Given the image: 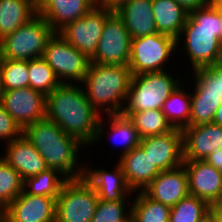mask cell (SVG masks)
I'll return each mask as SVG.
<instances>
[{
  "instance_id": "obj_1",
  "label": "cell",
  "mask_w": 222,
  "mask_h": 222,
  "mask_svg": "<svg viewBox=\"0 0 222 222\" xmlns=\"http://www.w3.org/2000/svg\"><path fill=\"white\" fill-rule=\"evenodd\" d=\"M45 118L86 147L98 143L106 129L102 115L88 101L83 88L74 83H60L46 95Z\"/></svg>"
},
{
  "instance_id": "obj_2",
  "label": "cell",
  "mask_w": 222,
  "mask_h": 222,
  "mask_svg": "<svg viewBox=\"0 0 222 222\" xmlns=\"http://www.w3.org/2000/svg\"><path fill=\"white\" fill-rule=\"evenodd\" d=\"M176 40L177 48L180 41L184 40L182 47L190 59L193 71L209 67L222 59V24L217 11V0L191 11Z\"/></svg>"
},
{
  "instance_id": "obj_3",
  "label": "cell",
  "mask_w": 222,
  "mask_h": 222,
  "mask_svg": "<svg viewBox=\"0 0 222 222\" xmlns=\"http://www.w3.org/2000/svg\"><path fill=\"white\" fill-rule=\"evenodd\" d=\"M23 134L41 154L48 168L57 170L67 180L82 178L84 166L78 163V152L85 145L78 139L67 135L46 118L26 126Z\"/></svg>"
},
{
  "instance_id": "obj_4",
  "label": "cell",
  "mask_w": 222,
  "mask_h": 222,
  "mask_svg": "<svg viewBox=\"0 0 222 222\" xmlns=\"http://www.w3.org/2000/svg\"><path fill=\"white\" fill-rule=\"evenodd\" d=\"M131 78L132 73L128 65L90 62L81 83L85 85L83 90L93 108L101 115V111L107 112L106 115H113L122 114L124 111Z\"/></svg>"
},
{
  "instance_id": "obj_5",
  "label": "cell",
  "mask_w": 222,
  "mask_h": 222,
  "mask_svg": "<svg viewBox=\"0 0 222 222\" xmlns=\"http://www.w3.org/2000/svg\"><path fill=\"white\" fill-rule=\"evenodd\" d=\"M181 80L174 78V75L168 74L166 70L132 75L129 95L123 112L162 110L166 99L181 83L183 84V82H179Z\"/></svg>"
},
{
  "instance_id": "obj_6",
  "label": "cell",
  "mask_w": 222,
  "mask_h": 222,
  "mask_svg": "<svg viewBox=\"0 0 222 222\" xmlns=\"http://www.w3.org/2000/svg\"><path fill=\"white\" fill-rule=\"evenodd\" d=\"M55 31L37 14L0 40V58L29 61L43 57L47 41Z\"/></svg>"
},
{
  "instance_id": "obj_7",
  "label": "cell",
  "mask_w": 222,
  "mask_h": 222,
  "mask_svg": "<svg viewBox=\"0 0 222 222\" xmlns=\"http://www.w3.org/2000/svg\"><path fill=\"white\" fill-rule=\"evenodd\" d=\"M176 48L175 38L158 32L131 39L128 66L132 75L165 71V63Z\"/></svg>"
},
{
  "instance_id": "obj_8",
  "label": "cell",
  "mask_w": 222,
  "mask_h": 222,
  "mask_svg": "<svg viewBox=\"0 0 222 222\" xmlns=\"http://www.w3.org/2000/svg\"><path fill=\"white\" fill-rule=\"evenodd\" d=\"M99 198L82 178L67 180L56 198L55 222H91Z\"/></svg>"
},
{
  "instance_id": "obj_9",
  "label": "cell",
  "mask_w": 222,
  "mask_h": 222,
  "mask_svg": "<svg viewBox=\"0 0 222 222\" xmlns=\"http://www.w3.org/2000/svg\"><path fill=\"white\" fill-rule=\"evenodd\" d=\"M61 83L82 82L90 60L57 32L47 41L42 57ZM70 81V82H69Z\"/></svg>"
},
{
  "instance_id": "obj_10",
  "label": "cell",
  "mask_w": 222,
  "mask_h": 222,
  "mask_svg": "<svg viewBox=\"0 0 222 222\" xmlns=\"http://www.w3.org/2000/svg\"><path fill=\"white\" fill-rule=\"evenodd\" d=\"M131 39L124 22L113 11L106 18L95 55L90 62L104 65H128Z\"/></svg>"
},
{
  "instance_id": "obj_11",
  "label": "cell",
  "mask_w": 222,
  "mask_h": 222,
  "mask_svg": "<svg viewBox=\"0 0 222 222\" xmlns=\"http://www.w3.org/2000/svg\"><path fill=\"white\" fill-rule=\"evenodd\" d=\"M112 12L96 5L80 19L67 23L57 33L90 60L95 55L106 18Z\"/></svg>"
},
{
  "instance_id": "obj_12",
  "label": "cell",
  "mask_w": 222,
  "mask_h": 222,
  "mask_svg": "<svg viewBox=\"0 0 222 222\" xmlns=\"http://www.w3.org/2000/svg\"><path fill=\"white\" fill-rule=\"evenodd\" d=\"M0 103L22 129L45 118L46 96L29 86L3 91Z\"/></svg>"
},
{
  "instance_id": "obj_13",
  "label": "cell",
  "mask_w": 222,
  "mask_h": 222,
  "mask_svg": "<svg viewBox=\"0 0 222 222\" xmlns=\"http://www.w3.org/2000/svg\"><path fill=\"white\" fill-rule=\"evenodd\" d=\"M139 147L161 172L177 168L184 163L181 129L174 128L162 135L141 138Z\"/></svg>"
},
{
  "instance_id": "obj_14",
  "label": "cell",
  "mask_w": 222,
  "mask_h": 222,
  "mask_svg": "<svg viewBox=\"0 0 222 222\" xmlns=\"http://www.w3.org/2000/svg\"><path fill=\"white\" fill-rule=\"evenodd\" d=\"M83 167L82 179L93 188L101 201H128L131 193H134L129 187L121 165L118 163L114 170L90 169Z\"/></svg>"
},
{
  "instance_id": "obj_15",
  "label": "cell",
  "mask_w": 222,
  "mask_h": 222,
  "mask_svg": "<svg viewBox=\"0 0 222 222\" xmlns=\"http://www.w3.org/2000/svg\"><path fill=\"white\" fill-rule=\"evenodd\" d=\"M56 198L24 191L3 212L9 222H55Z\"/></svg>"
},
{
  "instance_id": "obj_16",
  "label": "cell",
  "mask_w": 222,
  "mask_h": 222,
  "mask_svg": "<svg viewBox=\"0 0 222 222\" xmlns=\"http://www.w3.org/2000/svg\"><path fill=\"white\" fill-rule=\"evenodd\" d=\"M188 174L189 194L208 204L222 199V173L205 160L184 161Z\"/></svg>"
},
{
  "instance_id": "obj_17",
  "label": "cell",
  "mask_w": 222,
  "mask_h": 222,
  "mask_svg": "<svg viewBox=\"0 0 222 222\" xmlns=\"http://www.w3.org/2000/svg\"><path fill=\"white\" fill-rule=\"evenodd\" d=\"M143 192L152 200L173 207L189 195L188 174L184 165L160 172Z\"/></svg>"
},
{
  "instance_id": "obj_18",
  "label": "cell",
  "mask_w": 222,
  "mask_h": 222,
  "mask_svg": "<svg viewBox=\"0 0 222 222\" xmlns=\"http://www.w3.org/2000/svg\"><path fill=\"white\" fill-rule=\"evenodd\" d=\"M181 131L184 161L205 160L222 145V127L214 123L187 126Z\"/></svg>"
},
{
  "instance_id": "obj_19",
  "label": "cell",
  "mask_w": 222,
  "mask_h": 222,
  "mask_svg": "<svg viewBox=\"0 0 222 222\" xmlns=\"http://www.w3.org/2000/svg\"><path fill=\"white\" fill-rule=\"evenodd\" d=\"M38 14L58 32L96 6V0H37Z\"/></svg>"
},
{
  "instance_id": "obj_20",
  "label": "cell",
  "mask_w": 222,
  "mask_h": 222,
  "mask_svg": "<svg viewBox=\"0 0 222 222\" xmlns=\"http://www.w3.org/2000/svg\"><path fill=\"white\" fill-rule=\"evenodd\" d=\"M5 155L1 156L23 180L48 169L45 160L24 134L5 143Z\"/></svg>"
},
{
  "instance_id": "obj_21",
  "label": "cell",
  "mask_w": 222,
  "mask_h": 222,
  "mask_svg": "<svg viewBox=\"0 0 222 222\" xmlns=\"http://www.w3.org/2000/svg\"><path fill=\"white\" fill-rule=\"evenodd\" d=\"M114 11L124 22L132 39L157 33L152 0H128Z\"/></svg>"
},
{
  "instance_id": "obj_22",
  "label": "cell",
  "mask_w": 222,
  "mask_h": 222,
  "mask_svg": "<svg viewBox=\"0 0 222 222\" xmlns=\"http://www.w3.org/2000/svg\"><path fill=\"white\" fill-rule=\"evenodd\" d=\"M119 159L118 163L121 165L126 181L133 192L138 193V189L144 191L161 172L139 146L121 155Z\"/></svg>"
},
{
  "instance_id": "obj_23",
  "label": "cell",
  "mask_w": 222,
  "mask_h": 222,
  "mask_svg": "<svg viewBox=\"0 0 222 222\" xmlns=\"http://www.w3.org/2000/svg\"><path fill=\"white\" fill-rule=\"evenodd\" d=\"M37 14V0H0V40Z\"/></svg>"
},
{
  "instance_id": "obj_24",
  "label": "cell",
  "mask_w": 222,
  "mask_h": 222,
  "mask_svg": "<svg viewBox=\"0 0 222 222\" xmlns=\"http://www.w3.org/2000/svg\"><path fill=\"white\" fill-rule=\"evenodd\" d=\"M157 32L178 39L189 13L174 0H152Z\"/></svg>"
},
{
  "instance_id": "obj_25",
  "label": "cell",
  "mask_w": 222,
  "mask_h": 222,
  "mask_svg": "<svg viewBox=\"0 0 222 222\" xmlns=\"http://www.w3.org/2000/svg\"><path fill=\"white\" fill-rule=\"evenodd\" d=\"M123 114L132 122L140 138L162 135L174 129L162 110L151 109L139 112H123Z\"/></svg>"
},
{
  "instance_id": "obj_26",
  "label": "cell",
  "mask_w": 222,
  "mask_h": 222,
  "mask_svg": "<svg viewBox=\"0 0 222 222\" xmlns=\"http://www.w3.org/2000/svg\"><path fill=\"white\" fill-rule=\"evenodd\" d=\"M131 201L132 222H169L171 207L149 198L139 191Z\"/></svg>"
},
{
  "instance_id": "obj_27",
  "label": "cell",
  "mask_w": 222,
  "mask_h": 222,
  "mask_svg": "<svg viewBox=\"0 0 222 222\" xmlns=\"http://www.w3.org/2000/svg\"><path fill=\"white\" fill-rule=\"evenodd\" d=\"M191 110L190 93L180 85L164 102L162 112L169 123L176 129L189 126Z\"/></svg>"
},
{
  "instance_id": "obj_28",
  "label": "cell",
  "mask_w": 222,
  "mask_h": 222,
  "mask_svg": "<svg viewBox=\"0 0 222 222\" xmlns=\"http://www.w3.org/2000/svg\"><path fill=\"white\" fill-rule=\"evenodd\" d=\"M67 179L57 170L46 169L41 173L24 180L23 191L36 196L57 198Z\"/></svg>"
},
{
  "instance_id": "obj_29",
  "label": "cell",
  "mask_w": 222,
  "mask_h": 222,
  "mask_svg": "<svg viewBox=\"0 0 222 222\" xmlns=\"http://www.w3.org/2000/svg\"><path fill=\"white\" fill-rule=\"evenodd\" d=\"M194 92L190 95H213L222 99V59L209 67L194 70Z\"/></svg>"
},
{
  "instance_id": "obj_30",
  "label": "cell",
  "mask_w": 222,
  "mask_h": 222,
  "mask_svg": "<svg viewBox=\"0 0 222 222\" xmlns=\"http://www.w3.org/2000/svg\"><path fill=\"white\" fill-rule=\"evenodd\" d=\"M107 118H109L107 120L110 121L109 134L112 135V137H114L113 139L117 140V142L119 140V142L122 143L123 151L121 155L139 146L141 138L127 116L122 113L107 115Z\"/></svg>"
},
{
  "instance_id": "obj_31",
  "label": "cell",
  "mask_w": 222,
  "mask_h": 222,
  "mask_svg": "<svg viewBox=\"0 0 222 222\" xmlns=\"http://www.w3.org/2000/svg\"><path fill=\"white\" fill-rule=\"evenodd\" d=\"M29 87L45 96L50 94L61 82L53 69L41 57L28 61Z\"/></svg>"
},
{
  "instance_id": "obj_32",
  "label": "cell",
  "mask_w": 222,
  "mask_h": 222,
  "mask_svg": "<svg viewBox=\"0 0 222 222\" xmlns=\"http://www.w3.org/2000/svg\"><path fill=\"white\" fill-rule=\"evenodd\" d=\"M21 175L0 156V211H3L23 191Z\"/></svg>"
},
{
  "instance_id": "obj_33",
  "label": "cell",
  "mask_w": 222,
  "mask_h": 222,
  "mask_svg": "<svg viewBox=\"0 0 222 222\" xmlns=\"http://www.w3.org/2000/svg\"><path fill=\"white\" fill-rule=\"evenodd\" d=\"M209 212V204L188 195L171 207L169 222H199Z\"/></svg>"
},
{
  "instance_id": "obj_34",
  "label": "cell",
  "mask_w": 222,
  "mask_h": 222,
  "mask_svg": "<svg viewBox=\"0 0 222 222\" xmlns=\"http://www.w3.org/2000/svg\"><path fill=\"white\" fill-rule=\"evenodd\" d=\"M191 110L189 126L212 123L216 110L222 103L219 96L190 95Z\"/></svg>"
},
{
  "instance_id": "obj_35",
  "label": "cell",
  "mask_w": 222,
  "mask_h": 222,
  "mask_svg": "<svg viewBox=\"0 0 222 222\" xmlns=\"http://www.w3.org/2000/svg\"><path fill=\"white\" fill-rule=\"evenodd\" d=\"M1 77L4 91L28 87V61L1 59Z\"/></svg>"
},
{
  "instance_id": "obj_36",
  "label": "cell",
  "mask_w": 222,
  "mask_h": 222,
  "mask_svg": "<svg viewBox=\"0 0 222 222\" xmlns=\"http://www.w3.org/2000/svg\"><path fill=\"white\" fill-rule=\"evenodd\" d=\"M125 203L127 202L99 200L91 222H129L131 220V203L129 206L128 203L127 205Z\"/></svg>"
},
{
  "instance_id": "obj_37",
  "label": "cell",
  "mask_w": 222,
  "mask_h": 222,
  "mask_svg": "<svg viewBox=\"0 0 222 222\" xmlns=\"http://www.w3.org/2000/svg\"><path fill=\"white\" fill-rule=\"evenodd\" d=\"M22 134L23 129L18 125V123L12 118V116L3 108L2 104L0 103V140L9 143Z\"/></svg>"
},
{
  "instance_id": "obj_38",
  "label": "cell",
  "mask_w": 222,
  "mask_h": 222,
  "mask_svg": "<svg viewBox=\"0 0 222 222\" xmlns=\"http://www.w3.org/2000/svg\"><path fill=\"white\" fill-rule=\"evenodd\" d=\"M205 161L222 173V145H220L217 150L210 153Z\"/></svg>"
},
{
  "instance_id": "obj_39",
  "label": "cell",
  "mask_w": 222,
  "mask_h": 222,
  "mask_svg": "<svg viewBox=\"0 0 222 222\" xmlns=\"http://www.w3.org/2000/svg\"><path fill=\"white\" fill-rule=\"evenodd\" d=\"M181 5L188 13L209 3V0H174Z\"/></svg>"
},
{
  "instance_id": "obj_40",
  "label": "cell",
  "mask_w": 222,
  "mask_h": 222,
  "mask_svg": "<svg viewBox=\"0 0 222 222\" xmlns=\"http://www.w3.org/2000/svg\"><path fill=\"white\" fill-rule=\"evenodd\" d=\"M209 212L215 222H222V199L211 202L209 204Z\"/></svg>"
},
{
  "instance_id": "obj_41",
  "label": "cell",
  "mask_w": 222,
  "mask_h": 222,
  "mask_svg": "<svg viewBox=\"0 0 222 222\" xmlns=\"http://www.w3.org/2000/svg\"><path fill=\"white\" fill-rule=\"evenodd\" d=\"M126 1L128 0H96V5L114 11Z\"/></svg>"
},
{
  "instance_id": "obj_42",
  "label": "cell",
  "mask_w": 222,
  "mask_h": 222,
  "mask_svg": "<svg viewBox=\"0 0 222 222\" xmlns=\"http://www.w3.org/2000/svg\"><path fill=\"white\" fill-rule=\"evenodd\" d=\"M212 123L222 127V103L216 110Z\"/></svg>"
},
{
  "instance_id": "obj_43",
  "label": "cell",
  "mask_w": 222,
  "mask_h": 222,
  "mask_svg": "<svg viewBox=\"0 0 222 222\" xmlns=\"http://www.w3.org/2000/svg\"><path fill=\"white\" fill-rule=\"evenodd\" d=\"M199 222H215L213 216L208 212L203 216V218Z\"/></svg>"
},
{
  "instance_id": "obj_44",
  "label": "cell",
  "mask_w": 222,
  "mask_h": 222,
  "mask_svg": "<svg viewBox=\"0 0 222 222\" xmlns=\"http://www.w3.org/2000/svg\"><path fill=\"white\" fill-rule=\"evenodd\" d=\"M217 11H218L219 18H220L221 24H222V4H220L218 1H217Z\"/></svg>"
},
{
  "instance_id": "obj_45",
  "label": "cell",
  "mask_w": 222,
  "mask_h": 222,
  "mask_svg": "<svg viewBox=\"0 0 222 222\" xmlns=\"http://www.w3.org/2000/svg\"><path fill=\"white\" fill-rule=\"evenodd\" d=\"M0 222H9L8 217L3 211H0Z\"/></svg>"
},
{
  "instance_id": "obj_46",
  "label": "cell",
  "mask_w": 222,
  "mask_h": 222,
  "mask_svg": "<svg viewBox=\"0 0 222 222\" xmlns=\"http://www.w3.org/2000/svg\"><path fill=\"white\" fill-rule=\"evenodd\" d=\"M3 87H2V77H1V58H0V96L1 93L3 92Z\"/></svg>"
}]
</instances>
